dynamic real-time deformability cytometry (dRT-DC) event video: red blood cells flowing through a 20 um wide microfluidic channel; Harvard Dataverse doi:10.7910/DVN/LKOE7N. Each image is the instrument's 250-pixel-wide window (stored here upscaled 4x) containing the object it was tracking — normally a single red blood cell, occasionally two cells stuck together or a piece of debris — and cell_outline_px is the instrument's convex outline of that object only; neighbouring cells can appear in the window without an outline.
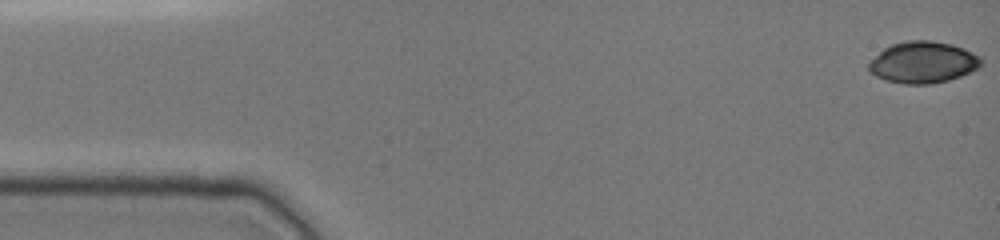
{"species": "common noctule bat (a hibernating species)", "species_latin": "Nyctalus noctula", "temperature_condition": "cold", "stored_images_in_passage": 2, "camera_frame_rate_fps": 3000, "um_per_image_px": 0.085, "animal": {"sex": "female", "body_mass_g": 19.0, "forearm_length_mm": 51.5}, "frame": {"image": 1, "passage_image": 1, "time_ms": 0.0, "image_size_px": [1000, 240], "cell_outline_px": [[984, 60], [976, 68], [960, 76], [948, 80], [928, 84], [908, 84], [888, 80], [876, 76], [868, 68], [868, 64], [884, 48], [892, 44], [908, 40], [932, 40], [952, 44], [964, 48], [980, 56]], "centroid_in_image_um": [78.48, 5.28], "position_along_channel_um": 6.5, "area_um2": 26.88}}